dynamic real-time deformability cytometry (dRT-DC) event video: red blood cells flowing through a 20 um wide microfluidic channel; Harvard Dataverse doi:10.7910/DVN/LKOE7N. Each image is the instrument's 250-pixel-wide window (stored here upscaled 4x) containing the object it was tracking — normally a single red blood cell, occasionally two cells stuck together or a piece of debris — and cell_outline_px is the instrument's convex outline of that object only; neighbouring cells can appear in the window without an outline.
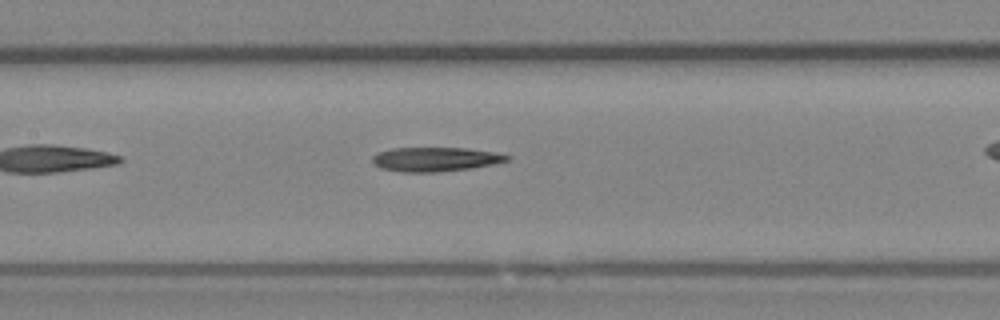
{"species": "Egyptian fruit bat (a non-hibernating species)", "species_latin": "Rousettus aegyptiacus", "temperature_condition": "room temperature", "stored_images_in_passage": 25, "camera_frame_rate_fps": 3000, "um_per_image_px": 0.085, "animal": {"sex": "female"}, "frame": {"image": 1, "passage_image": 8, "time_ms": 2.333, "image_size_px": [1000, 320], "cell_outline_px": [[512, 156], [508, 160], [492, 164], [472, 168], [440, 172], [400, 172], [380, 168], [372, 164], [372, 156], [376, 152], [392, 148], [468, 148], [496, 152]], "centroid_in_image_um": [36.97, 13.54], "position_along_channel_um": 170.4, "area_um2": 19.25}}